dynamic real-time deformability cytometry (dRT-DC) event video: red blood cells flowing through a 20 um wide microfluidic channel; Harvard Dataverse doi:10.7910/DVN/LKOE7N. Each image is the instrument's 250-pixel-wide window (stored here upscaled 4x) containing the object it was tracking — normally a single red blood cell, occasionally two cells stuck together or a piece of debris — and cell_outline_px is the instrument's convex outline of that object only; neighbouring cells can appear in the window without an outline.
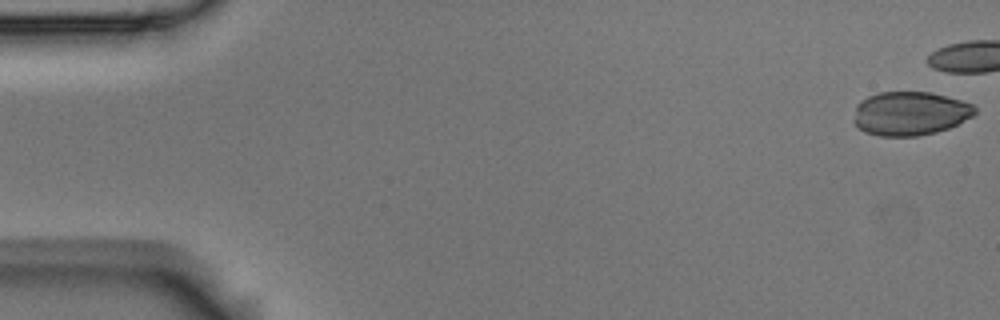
{"species": "Egyptian fruit bat (a non-hibernating species)", "species_latin": "Rousettus aegyptiacus", "temperature_condition": "room temperature", "stored_images_in_passage": 14, "camera_frame_rate_fps": 3000, "um_per_image_px": 0.085, "animal": {"sex": "male"}, "frame": {"image": 1, "passage_image": 1, "time_ms": 0.0, "image_size_px": [1000, 320], "cell_outline_px": [[976, 112], [972, 116], [948, 128], [936, 132], [916, 136], [880, 136], [864, 132], [852, 120], [856, 104], [860, 100], [868, 96], [880, 92], [932, 92], [960, 100], [972, 104], [976, 108]], "centroid_in_image_um": [77.31, 9.64], "position_along_channel_um": 7.7, "area_um2": 30.98}}